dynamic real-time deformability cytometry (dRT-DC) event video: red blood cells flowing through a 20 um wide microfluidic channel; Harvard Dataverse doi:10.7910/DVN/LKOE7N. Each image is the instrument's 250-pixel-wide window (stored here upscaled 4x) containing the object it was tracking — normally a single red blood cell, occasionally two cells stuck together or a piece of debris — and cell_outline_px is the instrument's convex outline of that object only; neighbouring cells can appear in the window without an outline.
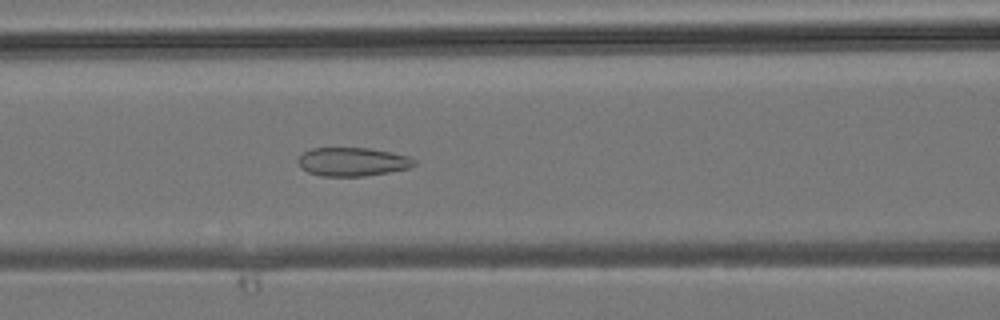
{"species": "common noctule bat (a hibernating species)", "species_latin": "Nyctalus noctula", "temperature_condition": "room temperature", "stored_images_in_passage": 30, "camera_frame_rate_fps": 3000, "um_per_image_px": 0.085, "animal": {"sex": "male", "body_mass_g": 19.2, "forearm_length_mm": 51.8}, "frame": {"image": 1, "passage_image": 10, "time_ms": 3.0, "image_size_px": [1000, 320], "cell_outline_px": [[416, 164], [408, 168], [388, 172], [364, 176], [320, 176], [308, 172], [300, 168], [296, 160], [304, 152], [312, 148], [368, 148], [392, 152], [408, 156], [416, 160]], "centroid_in_image_um": [29.94, 13.75], "position_along_channel_um": 136.7, "area_um2": 19.42}}
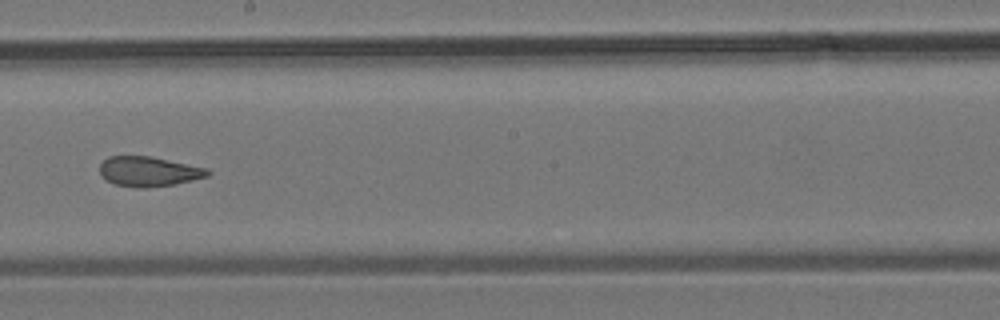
{"frame": {"image": 2, "passage_image": 16, "time_ms": 5.0, "image_size_px": [1000, 320], "cell_outline_px": [[212, 172], [208, 176], [176, 184], [144, 188], [140, 188], [116, 184], [104, 180], [100, 176], [100, 164], [108, 156], [152, 156], [208, 168]], "centroid_in_image_um": [12.64, 14.57], "position_along_channel_um": 235.6, "area_um2": 18.96}}
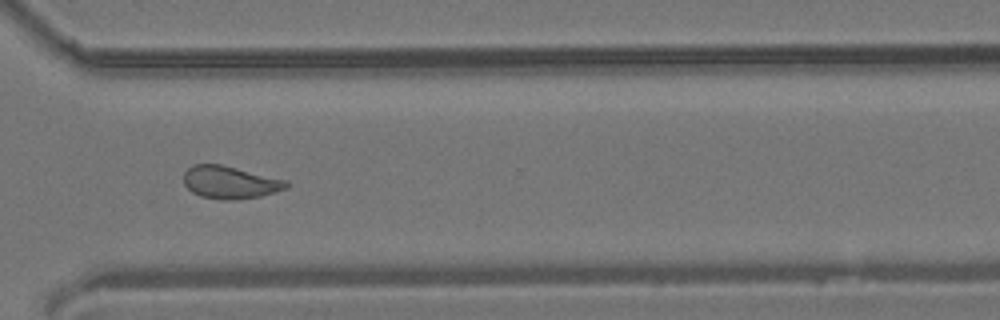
{"frame": {"image": 3, "passage_image": 23, "time_ms": 7.333, "image_size_px": [1000, 320], "cell_outline_px": [[288, 188], [260, 196], [236, 200], [224, 200], [200, 196], [192, 192], [184, 184], [184, 172], [192, 164], [220, 164], [288, 180]], "centroid_in_image_um": [19.55, 15.5], "position_along_channel_um": 351.1, "area_um2": 19.54}}